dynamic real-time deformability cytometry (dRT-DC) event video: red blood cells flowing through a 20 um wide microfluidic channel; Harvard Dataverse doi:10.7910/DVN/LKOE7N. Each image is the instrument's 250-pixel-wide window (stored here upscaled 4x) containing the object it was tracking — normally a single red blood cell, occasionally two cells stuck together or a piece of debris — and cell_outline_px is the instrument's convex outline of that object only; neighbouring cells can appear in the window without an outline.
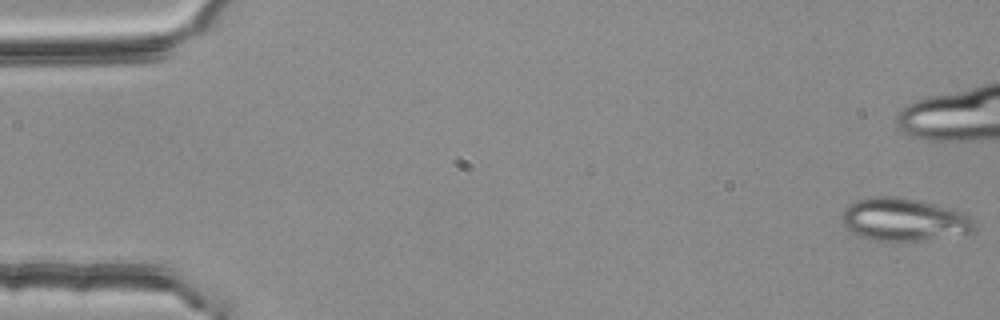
{"species": "common noctule bat (a hibernating species)", "species_latin": "Nyctalus noctula", "temperature_condition": "room temperature", "stored_images_in_passage": 15, "camera_frame_rate_fps": 3000, "um_per_image_px": 0.085, "animal": {"sex": "female", "body_mass_g": 25.1}, "frame": {"image": 1, "passage_image": 1, "time_ms": 0.0, "image_size_px": [1000, 320], "cell_outline_px": [[976, 228], [972, 232], [964, 236], [900, 244], [892, 244], [872, 240], [860, 236], [852, 232], [840, 220], [840, 216], [844, 208], [848, 204], [856, 200], [876, 196], [896, 196], [920, 200], [936, 204], [964, 212], [976, 224]], "centroid_in_image_um": [76.87, 18.72], "position_along_channel_um": 8.1, "area_um2": 34.62}}